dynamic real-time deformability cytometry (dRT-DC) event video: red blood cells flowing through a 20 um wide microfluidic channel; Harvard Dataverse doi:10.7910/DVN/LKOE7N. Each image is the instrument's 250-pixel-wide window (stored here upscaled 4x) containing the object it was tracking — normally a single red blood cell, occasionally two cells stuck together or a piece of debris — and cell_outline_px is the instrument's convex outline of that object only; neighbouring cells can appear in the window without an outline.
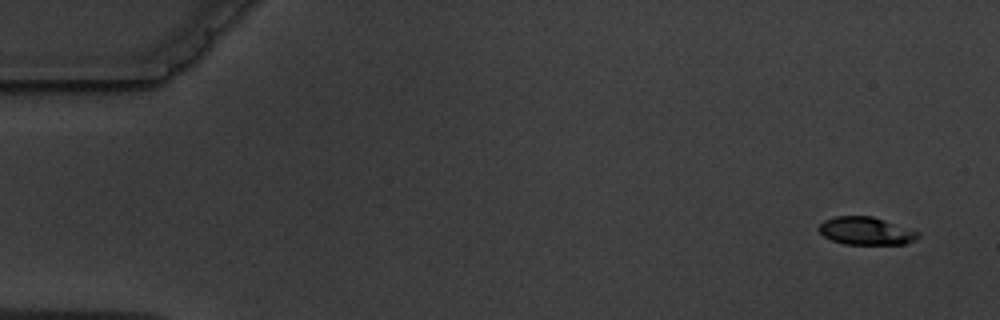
{"species": "common noctule bat (a hibernating species)", "species_latin": "Nyctalus noctula", "temperature_condition": "warm", "stored_images_in_passage": 4, "camera_frame_rate_fps": 3000, "um_per_image_px": 0.085, "animal": {"sex": "male", "body_mass_g": 19.5, "forearm_length_mm": 54.6}, "frame": {"image": 1, "passage_image": 1, "time_ms": 0.0, "image_size_px": [1000, 320], "cell_outline_px": [[920, 236], [916, 240], [904, 244], [844, 244], [832, 240], [824, 236], [816, 228], [824, 220], [836, 216], [872, 216], [920, 232]], "centroid_in_image_um": [73.6, 19.63], "position_along_channel_um": 11.4, "area_um2": 16.07}}
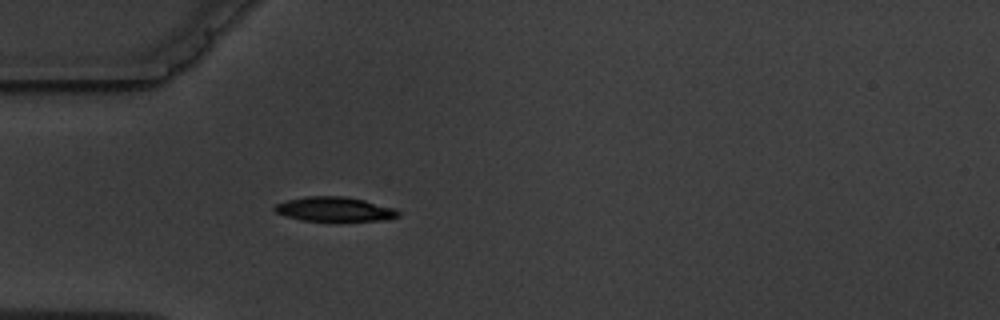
{"frame": {"image": 2, "passage_image": 4, "time_ms": 4.667, "image_size_px": [1000, 320], "cell_outline_px": [[400, 216], [384, 220], [300, 220], [276, 212], [272, 208], [276, 204], [288, 200], [308, 196], [344, 196], [364, 200], [396, 208], [400, 212]], "centroid_in_image_um": [28.47, 17.77], "position_along_channel_um": 56.5, "area_um2": 17.34}}